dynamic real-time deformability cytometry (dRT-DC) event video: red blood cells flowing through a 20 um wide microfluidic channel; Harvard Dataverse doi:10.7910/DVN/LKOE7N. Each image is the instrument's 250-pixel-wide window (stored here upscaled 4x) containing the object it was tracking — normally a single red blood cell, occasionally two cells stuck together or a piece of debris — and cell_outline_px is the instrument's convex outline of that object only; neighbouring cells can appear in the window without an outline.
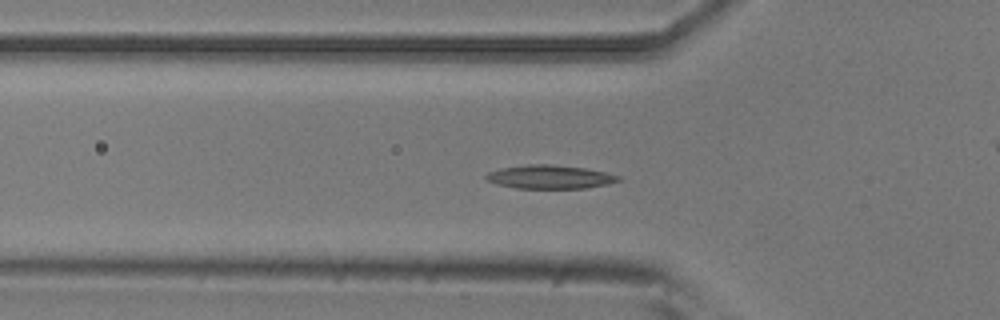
{"species": "common noctule bat (a hibernating species)", "species_latin": "Nyctalus noctula", "temperature_condition": "room temperature", "stored_images_in_passage": 55, "camera_frame_rate_fps": 3000, "um_per_image_px": 0.085, "animal": {"sex": "male", "body_mass_g": 20.5, "forearm_length_mm": 52.5}, "frame": {"image": 1, "passage_image": 18, "time_ms": 5.667, "image_size_px": [1000, 320], "cell_outline_px": [[620, 180], [608, 184], [584, 188], [516, 188], [496, 184], [484, 180], [484, 176], [488, 172], [504, 168], [528, 164], [548, 164], [584, 168], [604, 172], [620, 176]], "centroid_in_image_um": [46.7, 15.04], "position_along_channel_um": 79.1, "area_um2": 18.03}}
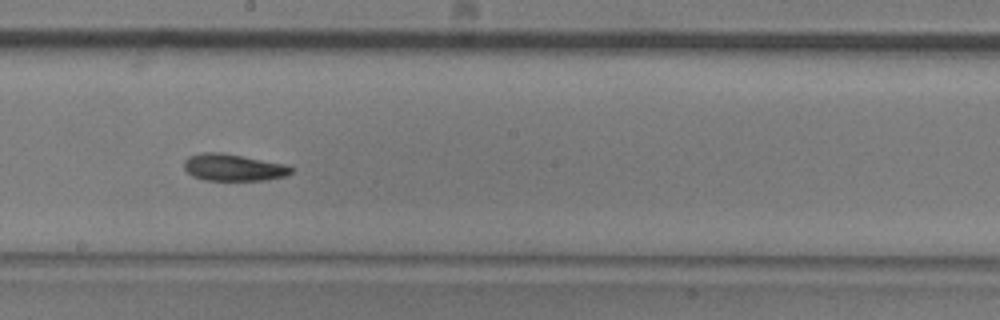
{"frame": {"image": 2, "passage_image": 30, "time_ms": 9.667, "image_size_px": [1000, 320], "cell_outline_px": [[296, 168], [292, 172], [284, 176], [264, 180], [204, 180], [192, 176], [184, 168], [184, 160], [188, 156], [204, 152], [220, 152], [284, 164]], "centroid_in_image_um": [19.81, 14.23], "position_along_channel_um": 228.4, "area_um2": 16.7}}
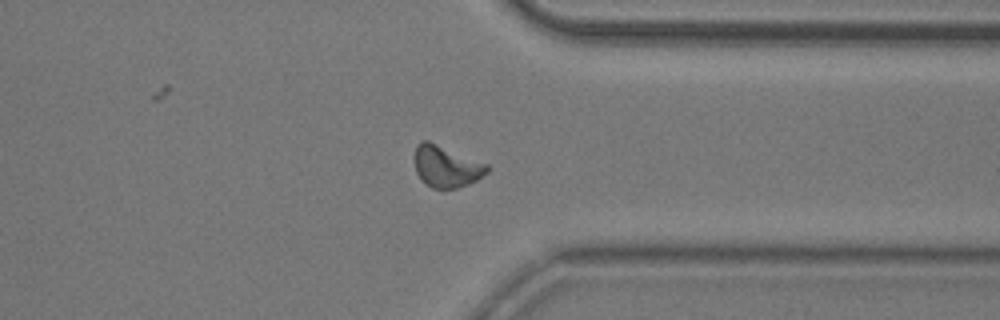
{"frame": {"image": 3, "passage_image": 42, "time_ms": 13.667, "image_size_px": [1000, 320], "cell_outline_px": [[488, 172], [476, 180], [468, 184], [456, 188], [432, 188], [416, 172], [416, 144], [420, 140], [428, 140], [488, 164]], "centroid_in_image_um": [37.96, 14.13], "position_along_channel_um": 373.4, "area_um2": 17.22}, "authors_computed_cell_mechanics": {"area_um2": 17.051, "velocity_mm_per_s": 3.7061, "shape_relaxation_time_tau1_ms": 6.9, "shape_relaxation_time_tau2_ms": 5.05, "deformation_change_tau1": 0.1689, "deformation_change_tau2": 0.0885}}